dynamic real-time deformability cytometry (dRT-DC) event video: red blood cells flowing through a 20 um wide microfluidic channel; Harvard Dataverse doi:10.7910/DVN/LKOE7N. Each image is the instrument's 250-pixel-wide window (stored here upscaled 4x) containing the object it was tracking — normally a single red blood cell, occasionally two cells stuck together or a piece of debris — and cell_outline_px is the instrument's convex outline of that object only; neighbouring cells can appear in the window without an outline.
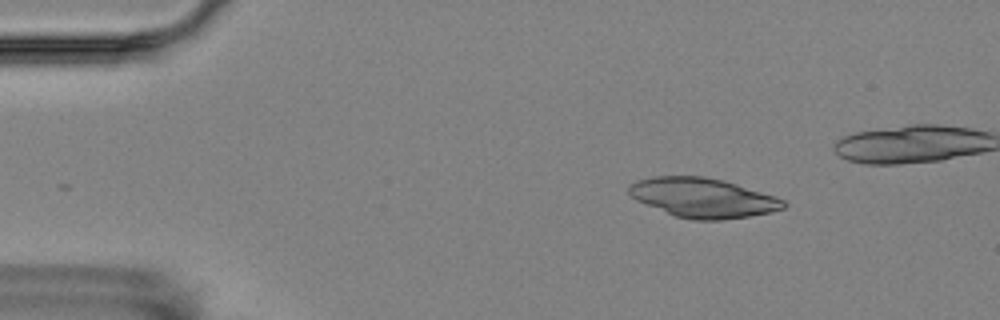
{"species": "Egyptian fruit bat (a non-hibernating species)", "species_latin": "Rousettus aegyptiacus", "temperature_condition": "room temperature", "stored_images_in_passage": 6, "camera_frame_rate_fps": 3000, "um_per_image_px": 0.085, "animal": {"sex": "female"}, "frame": {"image": 1, "passage_image": 3, "time_ms": 2.333, "image_size_px": [1000, 320], "cell_outline_px": [[788, 204], [784, 208], [768, 212], [748, 216], [720, 220], [696, 220], [676, 216], [636, 200], [628, 192], [628, 184], [636, 180], [652, 176], [704, 176], [724, 180], [776, 196], [784, 200]], "centroid_in_image_um": [59.74, 16.79], "position_along_channel_um": 25.3, "area_um2": 35.49}}